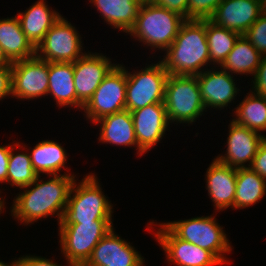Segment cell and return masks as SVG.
Masks as SVG:
<instances>
[{
  "instance_id": "f35d334b",
  "label": "cell",
  "mask_w": 266,
  "mask_h": 266,
  "mask_svg": "<svg viewBox=\"0 0 266 266\" xmlns=\"http://www.w3.org/2000/svg\"><path fill=\"white\" fill-rule=\"evenodd\" d=\"M2 66H12V62L7 58L3 49L0 46V67Z\"/></svg>"
},
{
  "instance_id": "ac0fdd59",
  "label": "cell",
  "mask_w": 266,
  "mask_h": 266,
  "mask_svg": "<svg viewBox=\"0 0 266 266\" xmlns=\"http://www.w3.org/2000/svg\"><path fill=\"white\" fill-rule=\"evenodd\" d=\"M260 15V0H223L209 20L243 35Z\"/></svg>"
},
{
  "instance_id": "7402d4cb",
  "label": "cell",
  "mask_w": 266,
  "mask_h": 266,
  "mask_svg": "<svg viewBox=\"0 0 266 266\" xmlns=\"http://www.w3.org/2000/svg\"><path fill=\"white\" fill-rule=\"evenodd\" d=\"M144 0H89L102 20L114 29L125 32L133 28Z\"/></svg>"
},
{
  "instance_id": "ba28073f",
  "label": "cell",
  "mask_w": 266,
  "mask_h": 266,
  "mask_svg": "<svg viewBox=\"0 0 266 266\" xmlns=\"http://www.w3.org/2000/svg\"><path fill=\"white\" fill-rule=\"evenodd\" d=\"M168 76L161 60L145 64L139 71L126 69V110L132 112L154 103H164Z\"/></svg>"
},
{
  "instance_id": "d6a6232c",
  "label": "cell",
  "mask_w": 266,
  "mask_h": 266,
  "mask_svg": "<svg viewBox=\"0 0 266 266\" xmlns=\"http://www.w3.org/2000/svg\"><path fill=\"white\" fill-rule=\"evenodd\" d=\"M251 91L259 96L266 97V55H262L260 65L252 77Z\"/></svg>"
},
{
  "instance_id": "d590c367",
  "label": "cell",
  "mask_w": 266,
  "mask_h": 266,
  "mask_svg": "<svg viewBox=\"0 0 266 266\" xmlns=\"http://www.w3.org/2000/svg\"><path fill=\"white\" fill-rule=\"evenodd\" d=\"M154 4L175 12L187 20V5L189 0H151Z\"/></svg>"
},
{
  "instance_id": "484cf974",
  "label": "cell",
  "mask_w": 266,
  "mask_h": 266,
  "mask_svg": "<svg viewBox=\"0 0 266 266\" xmlns=\"http://www.w3.org/2000/svg\"><path fill=\"white\" fill-rule=\"evenodd\" d=\"M262 55L241 35L236 41L233 49L229 52L224 62L219 66L231 75H251L254 76L260 65Z\"/></svg>"
},
{
  "instance_id": "603a6c76",
  "label": "cell",
  "mask_w": 266,
  "mask_h": 266,
  "mask_svg": "<svg viewBox=\"0 0 266 266\" xmlns=\"http://www.w3.org/2000/svg\"><path fill=\"white\" fill-rule=\"evenodd\" d=\"M0 46L11 62L36 55V47L25 36L16 15L0 19Z\"/></svg>"
},
{
  "instance_id": "b9f144b4",
  "label": "cell",
  "mask_w": 266,
  "mask_h": 266,
  "mask_svg": "<svg viewBox=\"0 0 266 266\" xmlns=\"http://www.w3.org/2000/svg\"><path fill=\"white\" fill-rule=\"evenodd\" d=\"M1 193H3V192H1V189H0V195H1ZM3 197H1L0 196V214H2V212L4 213V211L3 210H5V203H6V201L4 200V199H2Z\"/></svg>"
},
{
  "instance_id": "9c48e42d",
  "label": "cell",
  "mask_w": 266,
  "mask_h": 266,
  "mask_svg": "<svg viewBox=\"0 0 266 266\" xmlns=\"http://www.w3.org/2000/svg\"><path fill=\"white\" fill-rule=\"evenodd\" d=\"M126 66L117 64L83 106L84 117L93 124L98 119L126 110Z\"/></svg>"
},
{
  "instance_id": "8fae6325",
  "label": "cell",
  "mask_w": 266,
  "mask_h": 266,
  "mask_svg": "<svg viewBox=\"0 0 266 266\" xmlns=\"http://www.w3.org/2000/svg\"><path fill=\"white\" fill-rule=\"evenodd\" d=\"M149 223V224H148ZM146 230L159 226L153 233L156 242L163 249L169 264L177 266H222L224 265L212 252L176 237L163 223L148 222Z\"/></svg>"
},
{
  "instance_id": "ffe728a7",
  "label": "cell",
  "mask_w": 266,
  "mask_h": 266,
  "mask_svg": "<svg viewBox=\"0 0 266 266\" xmlns=\"http://www.w3.org/2000/svg\"><path fill=\"white\" fill-rule=\"evenodd\" d=\"M93 124H100L99 143L116 146L136 147L137 156H144V152L138 147L135 136L134 123L131 112L123 110L114 114L106 115Z\"/></svg>"
},
{
  "instance_id": "4316f807",
  "label": "cell",
  "mask_w": 266,
  "mask_h": 266,
  "mask_svg": "<svg viewBox=\"0 0 266 266\" xmlns=\"http://www.w3.org/2000/svg\"><path fill=\"white\" fill-rule=\"evenodd\" d=\"M232 111H234L232 114L234 117L231 120L236 124L266 136L262 134L266 131V97L259 96L250 89V92Z\"/></svg>"
},
{
  "instance_id": "52a82bcc",
  "label": "cell",
  "mask_w": 266,
  "mask_h": 266,
  "mask_svg": "<svg viewBox=\"0 0 266 266\" xmlns=\"http://www.w3.org/2000/svg\"><path fill=\"white\" fill-rule=\"evenodd\" d=\"M58 225L61 254L74 266H83L98 242L114 227L113 222Z\"/></svg>"
},
{
  "instance_id": "8992f818",
  "label": "cell",
  "mask_w": 266,
  "mask_h": 266,
  "mask_svg": "<svg viewBox=\"0 0 266 266\" xmlns=\"http://www.w3.org/2000/svg\"><path fill=\"white\" fill-rule=\"evenodd\" d=\"M163 224L181 240L209 250L223 264L229 262L226 254H230L233 247L223 226H220L214 215L197 216L191 219L163 222Z\"/></svg>"
},
{
  "instance_id": "1f68e13d",
  "label": "cell",
  "mask_w": 266,
  "mask_h": 266,
  "mask_svg": "<svg viewBox=\"0 0 266 266\" xmlns=\"http://www.w3.org/2000/svg\"><path fill=\"white\" fill-rule=\"evenodd\" d=\"M243 35L261 55H266V16L261 14Z\"/></svg>"
},
{
  "instance_id": "f1b7e54d",
  "label": "cell",
  "mask_w": 266,
  "mask_h": 266,
  "mask_svg": "<svg viewBox=\"0 0 266 266\" xmlns=\"http://www.w3.org/2000/svg\"><path fill=\"white\" fill-rule=\"evenodd\" d=\"M240 33L215 25L206 20V40L209 48L210 63L219 67L233 49Z\"/></svg>"
},
{
  "instance_id": "7c38bea8",
  "label": "cell",
  "mask_w": 266,
  "mask_h": 266,
  "mask_svg": "<svg viewBox=\"0 0 266 266\" xmlns=\"http://www.w3.org/2000/svg\"><path fill=\"white\" fill-rule=\"evenodd\" d=\"M49 62L36 55L12 62V96L18 100H32L47 96Z\"/></svg>"
},
{
  "instance_id": "9a60e30c",
  "label": "cell",
  "mask_w": 266,
  "mask_h": 266,
  "mask_svg": "<svg viewBox=\"0 0 266 266\" xmlns=\"http://www.w3.org/2000/svg\"><path fill=\"white\" fill-rule=\"evenodd\" d=\"M228 128L225 153L218 154L215 158L232 168H249L265 136L238 125L233 120Z\"/></svg>"
},
{
  "instance_id": "4dcf8cb0",
  "label": "cell",
  "mask_w": 266,
  "mask_h": 266,
  "mask_svg": "<svg viewBox=\"0 0 266 266\" xmlns=\"http://www.w3.org/2000/svg\"><path fill=\"white\" fill-rule=\"evenodd\" d=\"M223 0H189L187 20H209Z\"/></svg>"
},
{
  "instance_id": "8d00e7d4",
  "label": "cell",
  "mask_w": 266,
  "mask_h": 266,
  "mask_svg": "<svg viewBox=\"0 0 266 266\" xmlns=\"http://www.w3.org/2000/svg\"><path fill=\"white\" fill-rule=\"evenodd\" d=\"M55 259H47L46 257L42 256H34V255H23L20 257V266H65V265H59ZM66 266H74L73 264H70L66 262Z\"/></svg>"
},
{
  "instance_id": "836d02e7",
  "label": "cell",
  "mask_w": 266,
  "mask_h": 266,
  "mask_svg": "<svg viewBox=\"0 0 266 266\" xmlns=\"http://www.w3.org/2000/svg\"><path fill=\"white\" fill-rule=\"evenodd\" d=\"M249 168L266 180V136L261 142Z\"/></svg>"
},
{
  "instance_id": "83f0119b",
  "label": "cell",
  "mask_w": 266,
  "mask_h": 266,
  "mask_svg": "<svg viewBox=\"0 0 266 266\" xmlns=\"http://www.w3.org/2000/svg\"><path fill=\"white\" fill-rule=\"evenodd\" d=\"M266 195V180L250 168H238L234 209L250 208Z\"/></svg>"
},
{
  "instance_id": "2e32d148",
  "label": "cell",
  "mask_w": 266,
  "mask_h": 266,
  "mask_svg": "<svg viewBox=\"0 0 266 266\" xmlns=\"http://www.w3.org/2000/svg\"><path fill=\"white\" fill-rule=\"evenodd\" d=\"M214 67V68H213ZM196 75L205 109L222 110L234 103L239 91L235 76L216 66ZM218 69V70H217ZM220 69V70H219ZM236 80V82H235Z\"/></svg>"
},
{
  "instance_id": "277c9868",
  "label": "cell",
  "mask_w": 266,
  "mask_h": 266,
  "mask_svg": "<svg viewBox=\"0 0 266 266\" xmlns=\"http://www.w3.org/2000/svg\"><path fill=\"white\" fill-rule=\"evenodd\" d=\"M186 21L179 14L144 0L133 28L127 35L133 36L144 47L154 51L165 52L177 36L182 24Z\"/></svg>"
},
{
  "instance_id": "74e56055",
  "label": "cell",
  "mask_w": 266,
  "mask_h": 266,
  "mask_svg": "<svg viewBox=\"0 0 266 266\" xmlns=\"http://www.w3.org/2000/svg\"><path fill=\"white\" fill-rule=\"evenodd\" d=\"M15 142L16 141L12 144L0 146V184L7 183L10 148L15 144Z\"/></svg>"
},
{
  "instance_id": "d4e9b609",
  "label": "cell",
  "mask_w": 266,
  "mask_h": 266,
  "mask_svg": "<svg viewBox=\"0 0 266 266\" xmlns=\"http://www.w3.org/2000/svg\"><path fill=\"white\" fill-rule=\"evenodd\" d=\"M29 155L32 167L38 176H41V173L47 176L61 175L62 168L67 171L66 175H74L69 173L70 168L68 171L66 167V162L68 161L67 152L57 141L42 140L30 150Z\"/></svg>"
},
{
  "instance_id": "7a4b0ae2",
  "label": "cell",
  "mask_w": 266,
  "mask_h": 266,
  "mask_svg": "<svg viewBox=\"0 0 266 266\" xmlns=\"http://www.w3.org/2000/svg\"><path fill=\"white\" fill-rule=\"evenodd\" d=\"M160 60L169 75L196 76L208 66L212 67L206 40V20H186Z\"/></svg>"
},
{
  "instance_id": "30bf717a",
  "label": "cell",
  "mask_w": 266,
  "mask_h": 266,
  "mask_svg": "<svg viewBox=\"0 0 266 266\" xmlns=\"http://www.w3.org/2000/svg\"><path fill=\"white\" fill-rule=\"evenodd\" d=\"M79 31L61 16L36 47V56L48 62H75L85 53Z\"/></svg>"
},
{
  "instance_id": "f546056e",
  "label": "cell",
  "mask_w": 266,
  "mask_h": 266,
  "mask_svg": "<svg viewBox=\"0 0 266 266\" xmlns=\"http://www.w3.org/2000/svg\"><path fill=\"white\" fill-rule=\"evenodd\" d=\"M24 145L25 144L18 141L10 148L7 183L8 185H11V187H17V189H21L30 185L36 180L38 176L32 167L30 155L28 152L29 149L26 148V145ZM15 148L21 149L23 151L25 149L27 150L25 151V153L23 151L16 153L14 152Z\"/></svg>"
},
{
  "instance_id": "6da1fadb",
  "label": "cell",
  "mask_w": 266,
  "mask_h": 266,
  "mask_svg": "<svg viewBox=\"0 0 266 266\" xmlns=\"http://www.w3.org/2000/svg\"><path fill=\"white\" fill-rule=\"evenodd\" d=\"M42 176H37L36 180L30 185L21 188L13 200L11 215L15 220L20 221L24 226L55 216L58 224L63 219L69 193L75 175H49V179L44 181Z\"/></svg>"
},
{
  "instance_id": "3957f363",
  "label": "cell",
  "mask_w": 266,
  "mask_h": 266,
  "mask_svg": "<svg viewBox=\"0 0 266 266\" xmlns=\"http://www.w3.org/2000/svg\"><path fill=\"white\" fill-rule=\"evenodd\" d=\"M95 173L86 174L72 184L66 210L59 224L82 222H113V204L104 195ZM108 198V199H107Z\"/></svg>"
},
{
  "instance_id": "60d3db41",
  "label": "cell",
  "mask_w": 266,
  "mask_h": 266,
  "mask_svg": "<svg viewBox=\"0 0 266 266\" xmlns=\"http://www.w3.org/2000/svg\"><path fill=\"white\" fill-rule=\"evenodd\" d=\"M261 14L266 16V0H260Z\"/></svg>"
},
{
  "instance_id": "ab89813d",
  "label": "cell",
  "mask_w": 266,
  "mask_h": 266,
  "mask_svg": "<svg viewBox=\"0 0 266 266\" xmlns=\"http://www.w3.org/2000/svg\"><path fill=\"white\" fill-rule=\"evenodd\" d=\"M15 259L16 257L14 258V260L7 263H5L3 260H0V266H20V257L17 258L16 260Z\"/></svg>"
},
{
  "instance_id": "d6986e66",
  "label": "cell",
  "mask_w": 266,
  "mask_h": 266,
  "mask_svg": "<svg viewBox=\"0 0 266 266\" xmlns=\"http://www.w3.org/2000/svg\"><path fill=\"white\" fill-rule=\"evenodd\" d=\"M237 169L214 158L205 174L206 190L216 212L227 208L234 210ZM220 210V211H219Z\"/></svg>"
},
{
  "instance_id": "e0dca14e",
  "label": "cell",
  "mask_w": 266,
  "mask_h": 266,
  "mask_svg": "<svg viewBox=\"0 0 266 266\" xmlns=\"http://www.w3.org/2000/svg\"><path fill=\"white\" fill-rule=\"evenodd\" d=\"M138 147L149 152L160 142L169 125L164 103H154L131 112Z\"/></svg>"
},
{
  "instance_id": "44dd1931",
  "label": "cell",
  "mask_w": 266,
  "mask_h": 266,
  "mask_svg": "<svg viewBox=\"0 0 266 266\" xmlns=\"http://www.w3.org/2000/svg\"><path fill=\"white\" fill-rule=\"evenodd\" d=\"M16 16L25 36L37 47L62 15L56 10H52L45 0H38L27 8L25 12H20Z\"/></svg>"
},
{
  "instance_id": "4fadbf2b",
  "label": "cell",
  "mask_w": 266,
  "mask_h": 266,
  "mask_svg": "<svg viewBox=\"0 0 266 266\" xmlns=\"http://www.w3.org/2000/svg\"><path fill=\"white\" fill-rule=\"evenodd\" d=\"M117 65L103 53L86 52L81 58L73 62L74 84L77 96V110L92 97L103 79Z\"/></svg>"
},
{
  "instance_id": "e575fe53",
  "label": "cell",
  "mask_w": 266,
  "mask_h": 266,
  "mask_svg": "<svg viewBox=\"0 0 266 266\" xmlns=\"http://www.w3.org/2000/svg\"><path fill=\"white\" fill-rule=\"evenodd\" d=\"M12 96V66L0 67V101Z\"/></svg>"
},
{
  "instance_id": "cb8c5ba5",
  "label": "cell",
  "mask_w": 266,
  "mask_h": 266,
  "mask_svg": "<svg viewBox=\"0 0 266 266\" xmlns=\"http://www.w3.org/2000/svg\"><path fill=\"white\" fill-rule=\"evenodd\" d=\"M48 95L59 107L77 108L73 62H49Z\"/></svg>"
},
{
  "instance_id": "5bb4252c",
  "label": "cell",
  "mask_w": 266,
  "mask_h": 266,
  "mask_svg": "<svg viewBox=\"0 0 266 266\" xmlns=\"http://www.w3.org/2000/svg\"><path fill=\"white\" fill-rule=\"evenodd\" d=\"M113 227L95 246L83 266H145V258Z\"/></svg>"
},
{
  "instance_id": "5b68a950",
  "label": "cell",
  "mask_w": 266,
  "mask_h": 266,
  "mask_svg": "<svg viewBox=\"0 0 266 266\" xmlns=\"http://www.w3.org/2000/svg\"><path fill=\"white\" fill-rule=\"evenodd\" d=\"M164 105L171 124H193L207 112L196 76L169 75ZM176 122V123H175Z\"/></svg>"
}]
</instances>
